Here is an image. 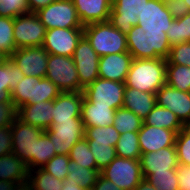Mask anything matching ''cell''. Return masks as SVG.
Masks as SVG:
<instances>
[{
    "instance_id": "7",
    "label": "cell",
    "mask_w": 190,
    "mask_h": 190,
    "mask_svg": "<svg viewBox=\"0 0 190 190\" xmlns=\"http://www.w3.org/2000/svg\"><path fill=\"white\" fill-rule=\"evenodd\" d=\"M100 174L122 190H134L144 179L140 159H128L118 156L101 170Z\"/></svg>"
},
{
    "instance_id": "49",
    "label": "cell",
    "mask_w": 190,
    "mask_h": 190,
    "mask_svg": "<svg viewBox=\"0 0 190 190\" xmlns=\"http://www.w3.org/2000/svg\"><path fill=\"white\" fill-rule=\"evenodd\" d=\"M91 190H122V189L117 187L113 182L107 180L105 177H103L100 174Z\"/></svg>"
},
{
    "instance_id": "37",
    "label": "cell",
    "mask_w": 190,
    "mask_h": 190,
    "mask_svg": "<svg viewBox=\"0 0 190 190\" xmlns=\"http://www.w3.org/2000/svg\"><path fill=\"white\" fill-rule=\"evenodd\" d=\"M69 158L82 167L96 169V162L90 150L87 139L84 137L71 148Z\"/></svg>"
},
{
    "instance_id": "36",
    "label": "cell",
    "mask_w": 190,
    "mask_h": 190,
    "mask_svg": "<svg viewBox=\"0 0 190 190\" xmlns=\"http://www.w3.org/2000/svg\"><path fill=\"white\" fill-rule=\"evenodd\" d=\"M55 155L53 142L49 135L44 131L39 139H36L34 169L42 168Z\"/></svg>"
},
{
    "instance_id": "48",
    "label": "cell",
    "mask_w": 190,
    "mask_h": 190,
    "mask_svg": "<svg viewBox=\"0 0 190 190\" xmlns=\"http://www.w3.org/2000/svg\"><path fill=\"white\" fill-rule=\"evenodd\" d=\"M176 171L179 190H190V166L179 164Z\"/></svg>"
},
{
    "instance_id": "10",
    "label": "cell",
    "mask_w": 190,
    "mask_h": 190,
    "mask_svg": "<svg viewBox=\"0 0 190 190\" xmlns=\"http://www.w3.org/2000/svg\"><path fill=\"white\" fill-rule=\"evenodd\" d=\"M45 132L53 142L56 155H69L75 143L84 138L85 128L82 118H72V121L52 122Z\"/></svg>"
},
{
    "instance_id": "30",
    "label": "cell",
    "mask_w": 190,
    "mask_h": 190,
    "mask_svg": "<svg viewBox=\"0 0 190 190\" xmlns=\"http://www.w3.org/2000/svg\"><path fill=\"white\" fill-rule=\"evenodd\" d=\"M27 184L32 190H62L63 188V180H59L42 168L28 171Z\"/></svg>"
},
{
    "instance_id": "19",
    "label": "cell",
    "mask_w": 190,
    "mask_h": 190,
    "mask_svg": "<svg viewBox=\"0 0 190 190\" xmlns=\"http://www.w3.org/2000/svg\"><path fill=\"white\" fill-rule=\"evenodd\" d=\"M176 136V131L143 124L138 132L141 153L154 152L162 148L175 146Z\"/></svg>"
},
{
    "instance_id": "39",
    "label": "cell",
    "mask_w": 190,
    "mask_h": 190,
    "mask_svg": "<svg viewBox=\"0 0 190 190\" xmlns=\"http://www.w3.org/2000/svg\"><path fill=\"white\" fill-rule=\"evenodd\" d=\"M88 144L96 162V169L100 172L117 156L115 147L110 144Z\"/></svg>"
},
{
    "instance_id": "53",
    "label": "cell",
    "mask_w": 190,
    "mask_h": 190,
    "mask_svg": "<svg viewBox=\"0 0 190 190\" xmlns=\"http://www.w3.org/2000/svg\"><path fill=\"white\" fill-rule=\"evenodd\" d=\"M62 190H85L80 185L74 182H68L67 180H63V188Z\"/></svg>"
},
{
    "instance_id": "11",
    "label": "cell",
    "mask_w": 190,
    "mask_h": 190,
    "mask_svg": "<svg viewBox=\"0 0 190 190\" xmlns=\"http://www.w3.org/2000/svg\"><path fill=\"white\" fill-rule=\"evenodd\" d=\"M46 28L35 13L14 18L13 35L16 49L42 46Z\"/></svg>"
},
{
    "instance_id": "27",
    "label": "cell",
    "mask_w": 190,
    "mask_h": 190,
    "mask_svg": "<svg viewBox=\"0 0 190 190\" xmlns=\"http://www.w3.org/2000/svg\"><path fill=\"white\" fill-rule=\"evenodd\" d=\"M23 77L21 69L10 59L0 66V103L12 102L11 91Z\"/></svg>"
},
{
    "instance_id": "15",
    "label": "cell",
    "mask_w": 190,
    "mask_h": 190,
    "mask_svg": "<svg viewBox=\"0 0 190 190\" xmlns=\"http://www.w3.org/2000/svg\"><path fill=\"white\" fill-rule=\"evenodd\" d=\"M138 24L146 32H167L173 17L163 0H148L137 16Z\"/></svg>"
},
{
    "instance_id": "14",
    "label": "cell",
    "mask_w": 190,
    "mask_h": 190,
    "mask_svg": "<svg viewBox=\"0 0 190 190\" xmlns=\"http://www.w3.org/2000/svg\"><path fill=\"white\" fill-rule=\"evenodd\" d=\"M49 53L42 47L16 49L9 59L18 66L24 76L45 78Z\"/></svg>"
},
{
    "instance_id": "32",
    "label": "cell",
    "mask_w": 190,
    "mask_h": 190,
    "mask_svg": "<svg viewBox=\"0 0 190 190\" xmlns=\"http://www.w3.org/2000/svg\"><path fill=\"white\" fill-rule=\"evenodd\" d=\"M143 123L141 118L124 107L116 109L115 111L113 126L120 134L139 132Z\"/></svg>"
},
{
    "instance_id": "52",
    "label": "cell",
    "mask_w": 190,
    "mask_h": 190,
    "mask_svg": "<svg viewBox=\"0 0 190 190\" xmlns=\"http://www.w3.org/2000/svg\"><path fill=\"white\" fill-rule=\"evenodd\" d=\"M134 190H157L147 179H143Z\"/></svg>"
},
{
    "instance_id": "26",
    "label": "cell",
    "mask_w": 190,
    "mask_h": 190,
    "mask_svg": "<svg viewBox=\"0 0 190 190\" xmlns=\"http://www.w3.org/2000/svg\"><path fill=\"white\" fill-rule=\"evenodd\" d=\"M28 170L26 164L12 152L0 157V180L27 183Z\"/></svg>"
},
{
    "instance_id": "4",
    "label": "cell",
    "mask_w": 190,
    "mask_h": 190,
    "mask_svg": "<svg viewBox=\"0 0 190 190\" xmlns=\"http://www.w3.org/2000/svg\"><path fill=\"white\" fill-rule=\"evenodd\" d=\"M62 91L49 79L24 76L11 91L16 109L26 104L54 100Z\"/></svg>"
},
{
    "instance_id": "21",
    "label": "cell",
    "mask_w": 190,
    "mask_h": 190,
    "mask_svg": "<svg viewBox=\"0 0 190 190\" xmlns=\"http://www.w3.org/2000/svg\"><path fill=\"white\" fill-rule=\"evenodd\" d=\"M83 91L61 92L54 100L52 122L72 121V118H81Z\"/></svg>"
},
{
    "instance_id": "5",
    "label": "cell",
    "mask_w": 190,
    "mask_h": 190,
    "mask_svg": "<svg viewBox=\"0 0 190 190\" xmlns=\"http://www.w3.org/2000/svg\"><path fill=\"white\" fill-rule=\"evenodd\" d=\"M10 128L12 129V153L26 164L28 171L33 170L36 139H39L44 130L24 123L18 117Z\"/></svg>"
},
{
    "instance_id": "6",
    "label": "cell",
    "mask_w": 190,
    "mask_h": 190,
    "mask_svg": "<svg viewBox=\"0 0 190 190\" xmlns=\"http://www.w3.org/2000/svg\"><path fill=\"white\" fill-rule=\"evenodd\" d=\"M46 78L62 92L83 91L72 57L49 54Z\"/></svg>"
},
{
    "instance_id": "35",
    "label": "cell",
    "mask_w": 190,
    "mask_h": 190,
    "mask_svg": "<svg viewBox=\"0 0 190 190\" xmlns=\"http://www.w3.org/2000/svg\"><path fill=\"white\" fill-rule=\"evenodd\" d=\"M166 34L171 46L190 42V13L181 18L173 19Z\"/></svg>"
},
{
    "instance_id": "54",
    "label": "cell",
    "mask_w": 190,
    "mask_h": 190,
    "mask_svg": "<svg viewBox=\"0 0 190 190\" xmlns=\"http://www.w3.org/2000/svg\"><path fill=\"white\" fill-rule=\"evenodd\" d=\"M9 59V56H7L4 52L0 51V66L4 64Z\"/></svg>"
},
{
    "instance_id": "13",
    "label": "cell",
    "mask_w": 190,
    "mask_h": 190,
    "mask_svg": "<svg viewBox=\"0 0 190 190\" xmlns=\"http://www.w3.org/2000/svg\"><path fill=\"white\" fill-rule=\"evenodd\" d=\"M82 36L83 28L48 29L42 47L49 54L72 57Z\"/></svg>"
},
{
    "instance_id": "22",
    "label": "cell",
    "mask_w": 190,
    "mask_h": 190,
    "mask_svg": "<svg viewBox=\"0 0 190 190\" xmlns=\"http://www.w3.org/2000/svg\"><path fill=\"white\" fill-rule=\"evenodd\" d=\"M53 100L26 104L17 109V117L24 123L48 130L52 126Z\"/></svg>"
},
{
    "instance_id": "51",
    "label": "cell",
    "mask_w": 190,
    "mask_h": 190,
    "mask_svg": "<svg viewBox=\"0 0 190 190\" xmlns=\"http://www.w3.org/2000/svg\"><path fill=\"white\" fill-rule=\"evenodd\" d=\"M19 185L18 182L0 180V190H15Z\"/></svg>"
},
{
    "instance_id": "16",
    "label": "cell",
    "mask_w": 190,
    "mask_h": 190,
    "mask_svg": "<svg viewBox=\"0 0 190 190\" xmlns=\"http://www.w3.org/2000/svg\"><path fill=\"white\" fill-rule=\"evenodd\" d=\"M148 0H112L109 22L127 34L138 24V14Z\"/></svg>"
},
{
    "instance_id": "9",
    "label": "cell",
    "mask_w": 190,
    "mask_h": 190,
    "mask_svg": "<svg viewBox=\"0 0 190 190\" xmlns=\"http://www.w3.org/2000/svg\"><path fill=\"white\" fill-rule=\"evenodd\" d=\"M125 83L97 78L83 89L84 97L94 105L110 106L113 109L123 107Z\"/></svg>"
},
{
    "instance_id": "58",
    "label": "cell",
    "mask_w": 190,
    "mask_h": 190,
    "mask_svg": "<svg viewBox=\"0 0 190 190\" xmlns=\"http://www.w3.org/2000/svg\"><path fill=\"white\" fill-rule=\"evenodd\" d=\"M27 190H32L28 184H27Z\"/></svg>"
},
{
    "instance_id": "20",
    "label": "cell",
    "mask_w": 190,
    "mask_h": 190,
    "mask_svg": "<svg viewBox=\"0 0 190 190\" xmlns=\"http://www.w3.org/2000/svg\"><path fill=\"white\" fill-rule=\"evenodd\" d=\"M132 60L129 52L101 56L98 65L99 78L125 82Z\"/></svg>"
},
{
    "instance_id": "33",
    "label": "cell",
    "mask_w": 190,
    "mask_h": 190,
    "mask_svg": "<svg viewBox=\"0 0 190 190\" xmlns=\"http://www.w3.org/2000/svg\"><path fill=\"white\" fill-rule=\"evenodd\" d=\"M84 137L88 143L94 144H110L115 147L120 133L115 129L113 125L105 127H87L85 128Z\"/></svg>"
},
{
    "instance_id": "18",
    "label": "cell",
    "mask_w": 190,
    "mask_h": 190,
    "mask_svg": "<svg viewBox=\"0 0 190 190\" xmlns=\"http://www.w3.org/2000/svg\"><path fill=\"white\" fill-rule=\"evenodd\" d=\"M141 170L144 179L154 172L176 170L179 166L176 147L170 146L158 151L141 154Z\"/></svg>"
},
{
    "instance_id": "50",
    "label": "cell",
    "mask_w": 190,
    "mask_h": 190,
    "mask_svg": "<svg viewBox=\"0 0 190 190\" xmlns=\"http://www.w3.org/2000/svg\"><path fill=\"white\" fill-rule=\"evenodd\" d=\"M29 5V13H36L42 8H45L55 0H27Z\"/></svg>"
},
{
    "instance_id": "24",
    "label": "cell",
    "mask_w": 190,
    "mask_h": 190,
    "mask_svg": "<svg viewBox=\"0 0 190 190\" xmlns=\"http://www.w3.org/2000/svg\"><path fill=\"white\" fill-rule=\"evenodd\" d=\"M156 104V94L125 88L123 107L132 111L142 120L147 117Z\"/></svg>"
},
{
    "instance_id": "28",
    "label": "cell",
    "mask_w": 190,
    "mask_h": 190,
    "mask_svg": "<svg viewBox=\"0 0 190 190\" xmlns=\"http://www.w3.org/2000/svg\"><path fill=\"white\" fill-rule=\"evenodd\" d=\"M143 122L145 125L165 128L177 133L185 127L173 112L158 104L154 106Z\"/></svg>"
},
{
    "instance_id": "42",
    "label": "cell",
    "mask_w": 190,
    "mask_h": 190,
    "mask_svg": "<svg viewBox=\"0 0 190 190\" xmlns=\"http://www.w3.org/2000/svg\"><path fill=\"white\" fill-rule=\"evenodd\" d=\"M175 147L179 164L190 166V131L185 127L177 133Z\"/></svg>"
},
{
    "instance_id": "12",
    "label": "cell",
    "mask_w": 190,
    "mask_h": 190,
    "mask_svg": "<svg viewBox=\"0 0 190 190\" xmlns=\"http://www.w3.org/2000/svg\"><path fill=\"white\" fill-rule=\"evenodd\" d=\"M72 59L76 65L80 85L83 88L99 78L98 65L100 57L84 35L78 41Z\"/></svg>"
},
{
    "instance_id": "41",
    "label": "cell",
    "mask_w": 190,
    "mask_h": 190,
    "mask_svg": "<svg viewBox=\"0 0 190 190\" xmlns=\"http://www.w3.org/2000/svg\"><path fill=\"white\" fill-rule=\"evenodd\" d=\"M70 163L69 155L57 154L53 156L43 167L47 173L64 180L68 175V166Z\"/></svg>"
},
{
    "instance_id": "44",
    "label": "cell",
    "mask_w": 190,
    "mask_h": 190,
    "mask_svg": "<svg viewBox=\"0 0 190 190\" xmlns=\"http://www.w3.org/2000/svg\"><path fill=\"white\" fill-rule=\"evenodd\" d=\"M166 64H177L190 67V42L171 46Z\"/></svg>"
},
{
    "instance_id": "55",
    "label": "cell",
    "mask_w": 190,
    "mask_h": 190,
    "mask_svg": "<svg viewBox=\"0 0 190 190\" xmlns=\"http://www.w3.org/2000/svg\"><path fill=\"white\" fill-rule=\"evenodd\" d=\"M15 190H27V183L19 185Z\"/></svg>"
},
{
    "instance_id": "38",
    "label": "cell",
    "mask_w": 190,
    "mask_h": 190,
    "mask_svg": "<svg viewBox=\"0 0 190 190\" xmlns=\"http://www.w3.org/2000/svg\"><path fill=\"white\" fill-rule=\"evenodd\" d=\"M13 26L14 18L0 16V51L9 57L16 51Z\"/></svg>"
},
{
    "instance_id": "23",
    "label": "cell",
    "mask_w": 190,
    "mask_h": 190,
    "mask_svg": "<svg viewBox=\"0 0 190 190\" xmlns=\"http://www.w3.org/2000/svg\"><path fill=\"white\" fill-rule=\"evenodd\" d=\"M80 22L84 25L109 21L112 0H72Z\"/></svg>"
},
{
    "instance_id": "31",
    "label": "cell",
    "mask_w": 190,
    "mask_h": 190,
    "mask_svg": "<svg viewBox=\"0 0 190 190\" xmlns=\"http://www.w3.org/2000/svg\"><path fill=\"white\" fill-rule=\"evenodd\" d=\"M166 84L183 92H190V67L166 64Z\"/></svg>"
},
{
    "instance_id": "45",
    "label": "cell",
    "mask_w": 190,
    "mask_h": 190,
    "mask_svg": "<svg viewBox=\"0 0 190 190\" xmlns=\"http://www.w3.org/2000/svg\"><path fill=\"white\" fill-rule=\"evenodd\" d=\"M17 117V109L13 102L0 103V128L10 127Z\"/></svg>"
},
{
    "instance_id": "25",
    "label": "cell",
    "mask_w": 190,
    "mask_h": 190,
    "mask_svg": "<svg viewBox=\"0 0 190 190\" xmlns=\"http://www.w3.org/2000/svg\"><path fill=\"white\" fill-rule=\"evenodd\" d=\"M115 111L110 106L94 105L84 97L81 110L84 128L113 125Z\"/></svg>"
},
{
    "instance_id": "17",
    "label": "cell",
    "mask_w": 190,
    "mask_h": 190,
    "mask_svg": "<svg viewBox=\"0 0 190 190\" xmlns=\"http://www.w3.org/2000/svg\"><path fill=\"white\" fill-rule=\"evenodd\" d=\"M156 102L173 112L185 125L190 120V92L163 85L156 93Z\"/></svg>"
},
{
    "instance_id": "47",
    "label": "cell",
    "mask_w": 190,
    "mask_h": 190,
    "mask_svg": "<svg viewBox=\"0 0 190 190\" xmlns=\"http://www.w3.org/2000/svg\"><path fill=\"white\" fill-rule=\"evenodd\" d=\"M12 152V129L0 128V157Z\"/></svg>"
},
{
    "instance_id": "46",
    "label": "cell",
    "mask_w": 190,
    "mask_h": 190,
    "mask_svg": "<svg viewBox=\"0 0 190 190\" xmlns=\"http://www.w3.org/2000/svg\"><path fill=\"white\" fill-rule=\"evenodd\" d=\"M163 2L174 19L181 18L190 13V10L184 0H163Z\"/></svg>"
},
{
    "instance_id": "43",
    "label": "cell",
    "mask_w": 190,
    "mask_h": 190,
    "mask_svg": "<svg viewBox=\"0 0 190 190\" xmlns=\"http://www.w3.org/2000/svg\"><path fill=\"white\" fill-rule=\"evenodd\" d=\"M29 13L27 0H0V16L15 18Z\"/></svg>"
},
{
    "instance_id": "40",
    "label": "cell",
    "mask_w": 190,
    "mask_h": 190,
    "mask_svg": "<svg viewBox=\"0 0 190 190\" xmlns=\"http://www.w3.org/2000/svg\"><path fill=\"white\" fill-rule=\"evenodd\" d=\"M147 180L157 190H179L177 171L168 170L167 172H154Z\"/></svg>"
},
{
    "instance_id": "34",
    "label": "cell",
    "mask_w": 190,
    "mask_h": 190,
    "mask_svg": "<svg viewBox=\"0 0 190 190\" xmlns=\"http://www.w3.org/2000/svg\"><path fill=\"white\" fill-rule=\"evenodd\" d=\"M115 150L118 157L140 159L142 153L139 147L138 132L120 134Z\"/></svg>"
},
{
    "instance_id": "29",
    "label": "cell",
    "mask_w": 190,
    "mask_h": 190,
    "mask_svg": "<svg viewBox=\"0 0 190 190\" xmlns=\"http://www.w3.org/2000/svg\"><path fill=\"white\" fill-rule=\"evenodd\" d=\"M100 171L82 167L80 164L70 160L68 166V175L65 178L68 182H74L85 190H91L97 181Z\"/></svg>"
},
{
    "instance_id": "57",
    "label": "cell",
    "mask_w": 190,
    "mask_h": 190,
    "mask_svg": "<svg viewBox=\"0 0 190 190\" xmlns=\"http://www.w3.org/2000/svg\"><path fill=\"white\" fill-rule=\"evenodd\" d=\"M184 1L186 2L187 6H188V8L190 10V0H184Z\"/></svg>"
},
{
    "instance_id": "2",
    "label": "cell",
    "mask_w": 190,
    "mask_h": 190,
    "mask_svg": "<svg viewBox=\"0 0 190 190\" xmlns=\"http://www.w3.org/2000/svg\"><path fill=\"white\" fill-rule=\"evenodd\" d=\"M126 39L133 59H167L169 56L171 45L163 31L145 32L141 26L135 25L126 34Z\"/></svg>"
},
{
    "instance_id": "3",
    "label": "cell",
    "mask_w": 190,
    "mask_h": 190,
    "mask_svg": "<svg viewBox=\"0 0 190 190\" xmlns=\"http://www.w3.org/2000/svg\"><path fill=\"white\" fill-rule=\"evenodd\" d=\"M83 35L99 57L128 52L126 34L115 28L109 21L84 25Z\"/></svg>"
},
{
    "instance_id": "56",
    "label": "cell",
    "mask_w": 190,
    "mask_h": 190,
    "mask_svg": "<svg viewBox=\"0 0 190 190\" xmlns=\"http://www.w3.org/2000/svg\"><path fill=\"white\" fill-rule=\"evenodd\" d=\"M185 128L190 131V120L185 124Z\"/></svg>"
},
{
    "instance_id": "8",
    "label": "cell",
    "mask_w": 190,
    "mask_h": 190,
    "mask_svg": "<svg viewBox=\"0 0 190 190\" xmlns=\"http://www.w3.org/2000/svg\"><path fill=\"white\" fill-rule=\"evenodd\" d=\"M35 14L46 30L54 28H84L72 0H55Z\"/></svg>"
},
{
    "instance_id": "1",
    "label": "cell",
    "mask_w": 190,
    "mask_h": 190,
    "mask_svg": "<svg viewBox=\"0 0 190 190\" xmlns=\"http://www.w3.org/2000/svg\"><path fill=\"white\" fill-rule=\"evenodd\" d=\"M125 86L156 94L166 84V59H133Z\"/></svg>"
}]
</instances>
